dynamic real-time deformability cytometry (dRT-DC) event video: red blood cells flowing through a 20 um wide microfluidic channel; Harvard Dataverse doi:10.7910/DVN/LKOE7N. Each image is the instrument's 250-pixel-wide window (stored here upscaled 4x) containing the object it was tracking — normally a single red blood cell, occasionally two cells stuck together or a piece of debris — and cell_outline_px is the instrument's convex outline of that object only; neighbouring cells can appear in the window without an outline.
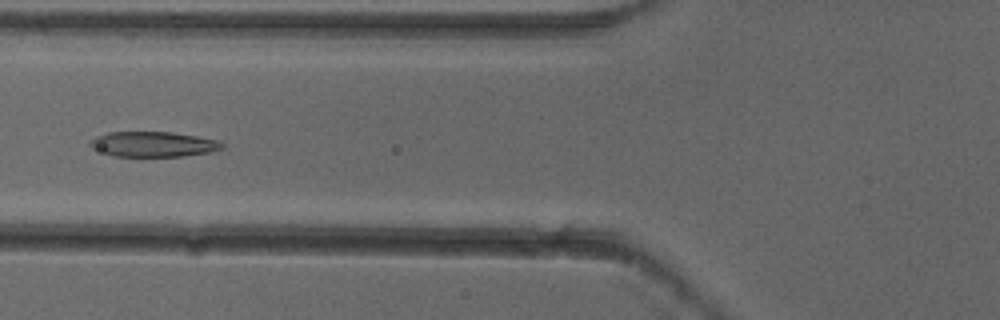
{"species": "common noctule bat (a hibernating species)", "species_latin": "Nyctalus noctula", "temperature_condition": "cold", "stored_images_in_passage": 7, "camera_frame_rate_fps": 3000, "um_per_image_px": 0.085, "animal": {"sex": "female"}, "frame": {"image": 1, "passage_image": 6, "time_ms": 1.667, "image_size_px": [1000, 320], "cell_outline_px": [[224, 148], [208, 152], [184, 156], [116, 156], [92, 148], [88, 144], [88, 140], [96, 136], [108, 132], [172, 132], [196, 136], [216, 140], [224, 144]], "centroid_in_image_um": [12.99, 12.25], "position_along_channel_um": 112.8, "area_um2": 19.25}}
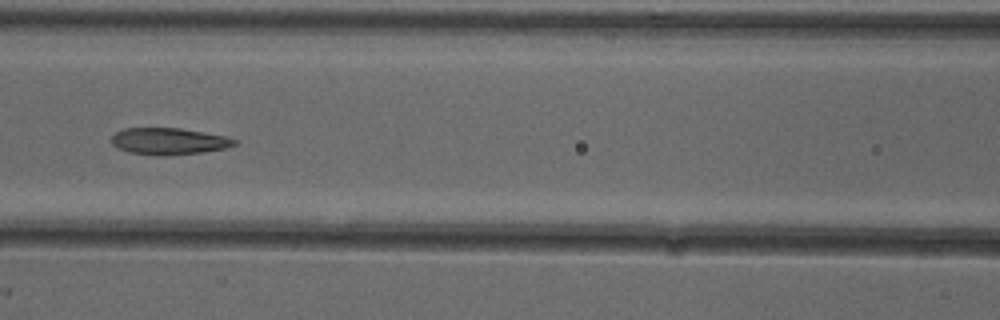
{"frame": {"image": 2, "passage_image": 7, "time_ms": 2.0, "image_size_px": [1000, 320], "cell_outline_px": [[236, 144], [224, 148], [200, 152], [164, 156], [156, 156], [128, 152], [112, 144], [108, 140], [116, 132], [124, 128], [180, 128], [204, 132], [224, 136], [236, 140]], "centroid_in_image_um": [14.28, 12.0], "position_along_channel_um": 152.3, "area_um2": 19.07}}